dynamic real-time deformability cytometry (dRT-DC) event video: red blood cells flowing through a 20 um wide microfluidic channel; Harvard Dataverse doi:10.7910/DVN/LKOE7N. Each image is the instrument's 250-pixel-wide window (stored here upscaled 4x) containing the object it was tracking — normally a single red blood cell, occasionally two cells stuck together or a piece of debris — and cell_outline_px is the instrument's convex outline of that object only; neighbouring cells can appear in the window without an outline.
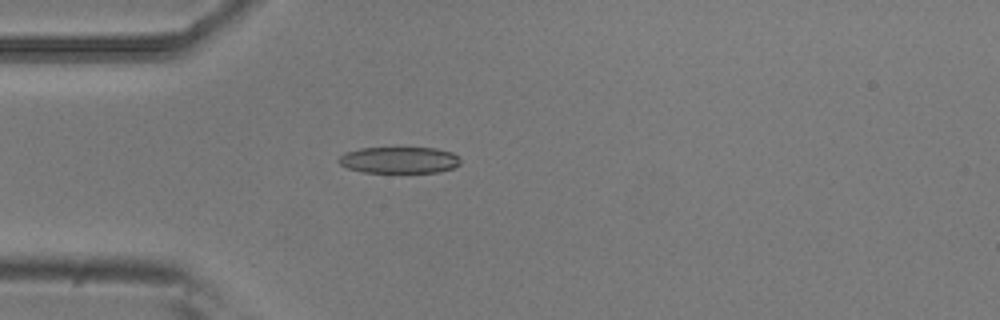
{"species": "common noctule bat (a hibernating species)", "species_latin": "Nyctalus noctula", "temperature_condition": "room temperature", "stored_images_in_passage": 3, "camera_frame_rate_fps": 3000, "um_per_image_px": 0.085, "animal": {"sex": "male", "body_mass_g": 20.5, "forearm_length_mm": 52.5}, "frame": {"image": 1, "passage_image": 3, "time_ms": 0.667, "image_size_px": [1000, 320], "cell_outline_px": [[460, 164], [452, 168], [440, 172], [364, 172], [348, 168], [340, 164], [336, 160], [344, 152], [360, 148], [436, 148], [452, 152], [460, 156]], "centroid_in_image_um": [33.94, 13.6], "position_along_channel_um": 51.1, "area_um2": 18.84}}